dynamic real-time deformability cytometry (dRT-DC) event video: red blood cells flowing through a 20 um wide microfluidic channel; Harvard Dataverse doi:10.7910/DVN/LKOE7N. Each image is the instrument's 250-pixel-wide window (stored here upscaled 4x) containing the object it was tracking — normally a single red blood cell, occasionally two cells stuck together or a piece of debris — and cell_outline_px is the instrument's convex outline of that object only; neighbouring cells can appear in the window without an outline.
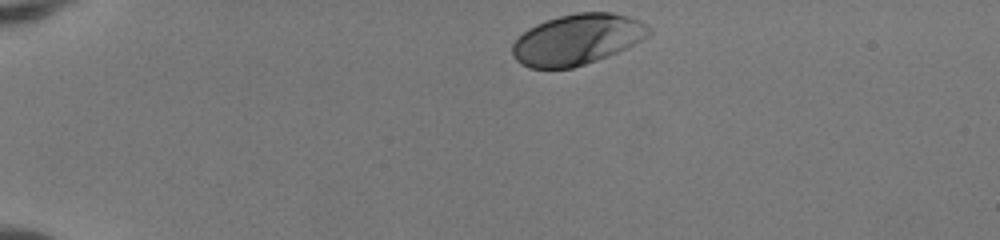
{"species": "human", "species_latin": "Homo sapiens", "temperature_condition": "room temperature", "stored_images_in_passage": 36, "camera_frame_rate_fps": 3000, "um_per_image_px": 0.085, "donor": {"sex": "female"}, "frame": {"image": 1, "passage_image": 1, "time_ms": 0.0, "image_size_px": [1000, 240], "cell_outline_px": [[652, 32], [648, 36], [608, 56], [572, 68], [528, 68], [520, 64], [512, 56], [512, 44], [528, 28], [536, 24], [560, 16], [576, 12], [612, 12], [628, 16], [640, 20], [652, 28]], "centroid_in_image_um": [49.05, 3.35], "position_along_channel_um": 35.9, "area_um2": 40.17}}
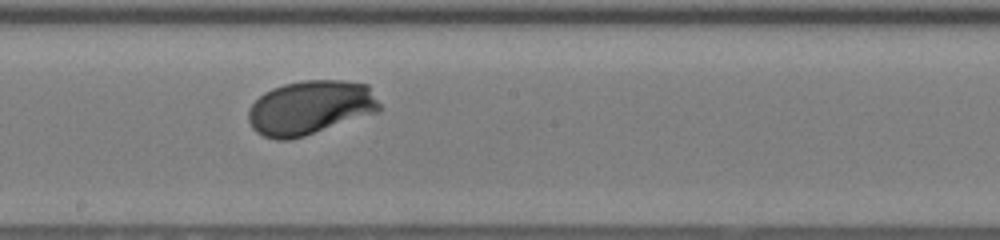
{"frame": {"image": 2, "passage_image": 20, "time_ms": 6.333, "image_size_px": [1000, 240], "cell_outline_px": [[380, 112], [304, 136], [288, 140], [276, 140], [264, 136], [256, 132], [252, 128], [248, 120], [248, 108], [264, 92], [272, 88], [284, 84], [304, 80], [344, 80], [368, 84], [380, 104]], "centroid_in_image_um": [26.38, 9.15], "position_along_channel_um": 221.8, "area_um2": 41.67}}
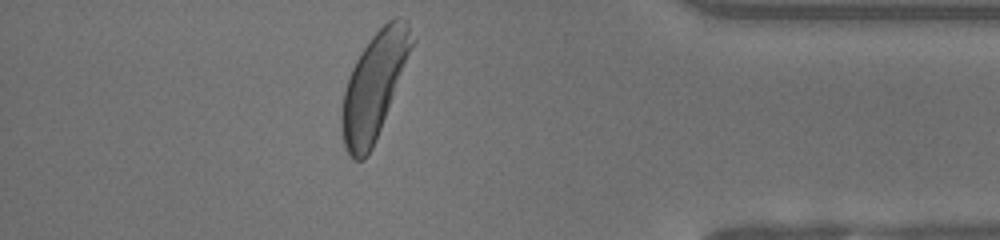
{"frame": {"image": 3, "passage_image": 35, "time_ms": 11.333, "image_size_px": [1000, 240], "cell_outline_px": [[416, 40], [376, 140], [368, 156], [364, 160], [356, 160], [348, 156], [344, 148], [340, 128], [340, 116], [344, 88], [348, 76], [356, 60], [372, 36], [388, 20], [396, 16], [400, 16], [408, 20], [416, 36]], "centroid_in_image_um": [31.81, 7.28], "position_along_channel_um": 403.4, "area_um2": 43.7}, "authors_computed_cell_mechanics": {"area_um2": 40.1132, "velocity_mm_per_s": 4.111, "shape_relaxation_time_tau1_ms": 1.0258, "shape_relaxation_time_tau2_ms": 10.1699, "deformation_change_tau1": 0.12, "deformation_change_tau2": 0.2649}}